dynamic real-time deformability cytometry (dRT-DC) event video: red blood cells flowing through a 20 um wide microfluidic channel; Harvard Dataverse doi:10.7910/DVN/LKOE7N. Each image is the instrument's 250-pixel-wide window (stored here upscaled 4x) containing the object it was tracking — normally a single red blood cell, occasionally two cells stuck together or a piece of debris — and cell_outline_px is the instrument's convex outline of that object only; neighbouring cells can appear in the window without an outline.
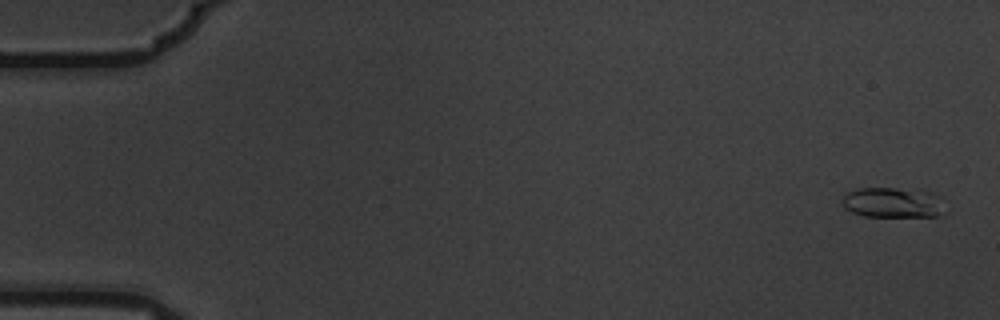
{"species": "common noctule bat (a hibernating species)", "species_latin": "Nyctalus noctula", "temperature_condition": "warm", "stored_images_in_passage": 6, "camera_frame_rate_fps": 3000, "um_per_image_px": 0.085, "animal": {"sex": "male", "body_mass_g": 19.5, "forearm_length_mm": 54.6}, "frame": {"image": 1, "passage_image": 1, "time_ms": 0.0, "image_size_px": [1000, 320], "cell_outline_px": [[948, 212], [936, 216], [864, 216], [852, 212], [844, 208], [840, 200], [844, 192], [856, 188], [896, 188], [932, 192], [944, 196]], "centroid_in_image_um": [75.95, 17.21], "position_along_channel_um": 9.0, "area_um2": 18.9}}
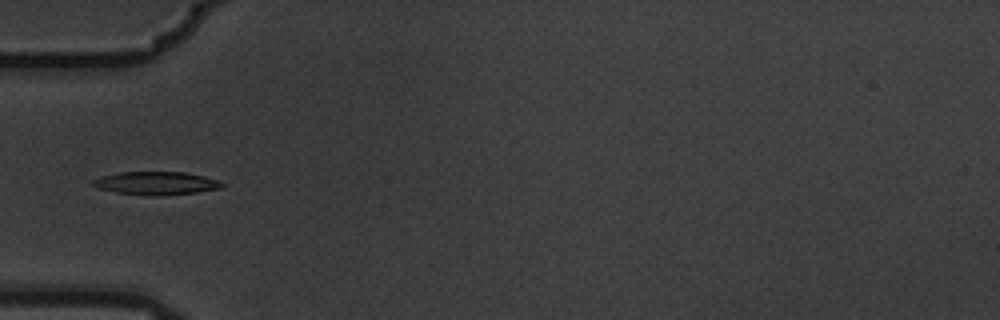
{"frame": {"image": 2, "passage_image": 6, "time_ms": 1.667, "image_size_px": [1000, 320], "cell_outline_px": [[224, 184], [220, 188], [196, 192], [156, 196], [152, 196], [116, 192], [100, 188], [92, 184], [92, 180], [104, 176], [120, 172], [184, 172], [204, 176], [220, 180]], "centroid_in_image_um": [13.31, 15.57], "position_along_channel_um": 71.7, "area_um2": 17.17}}